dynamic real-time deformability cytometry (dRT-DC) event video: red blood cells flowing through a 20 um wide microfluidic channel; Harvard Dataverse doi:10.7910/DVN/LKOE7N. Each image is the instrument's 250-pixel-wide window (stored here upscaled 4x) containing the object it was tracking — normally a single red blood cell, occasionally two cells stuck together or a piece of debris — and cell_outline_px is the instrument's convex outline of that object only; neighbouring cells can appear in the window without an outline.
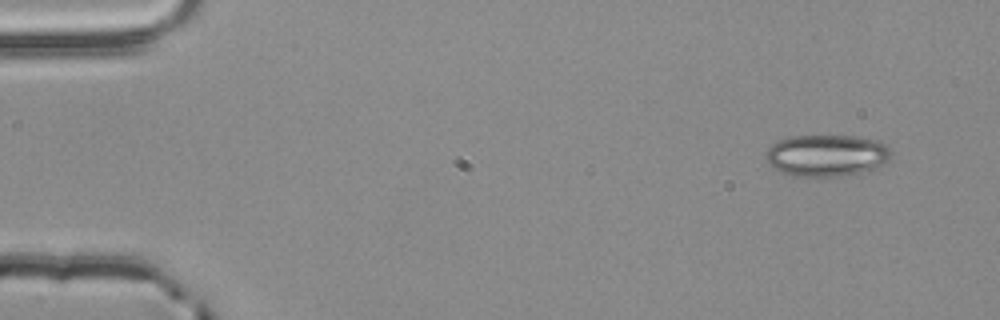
{"species": "common noctule bat (a hibernating species)", "species_latin": "Nyctalus noctula", "temperature_condition": "room temperature", "stored_images_in_passage": 5, "camera_frame_rate_fps": 3000, "um_per_image_px": 0.085, "animal": {"sex": "male", "body_mass_g": 20.4}, "frame": {"image": 1, "passage_image": 1, "time_ms": 0.0, "image_size_px": [1000, 320], "cell_outline_px": [[892, 156], [884, 164], [876, 168], [860, 172], [840, 176], [796, 176], [772, 168], [764, 156], [764, 152], [772, 144], [788, 136], [856, 136], [880, 140], [888, 144], [892, 152]], "centroid_in_image_um": [70.3, 13.19], "position_along_channel_um": 14.7, "area_um2": 30.81}}
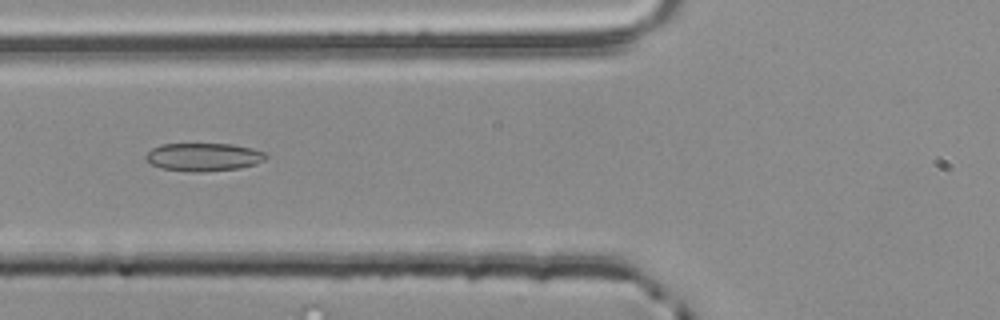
{"frame": {"image": 2, "passage_image": 4, "time_ms": 1.0, "image_size_px": [1000, 320], "cell_outline_px": [[268, 156], [264, 160], [256, 164], [240, 168], [204, 172], [192, 172], [160, 168], [144, 160], [144, 156], [152, 148], [160, 144], [232, 144], [252, 148], [264, 152]], "centroid_in_image_um": [17.29, 13.35], "position_along_channel_um": 108.5, "area_um2": 19.83}}
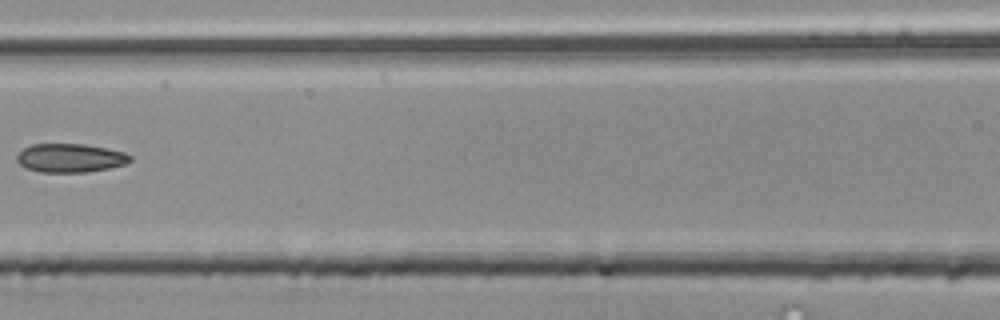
{"frame": {"image": 3, "passage_image": 5, "time_ms": 1.333, "image_size_px": [1000, 320], "cell_outline_px": [[132, 160], [124, 164], [108, 168], [84, 172], [40, 172], [28, 168], [20, 164], [16, 160], [16, 156], [24, 148], [32, 144], [84, 144], [124, 152], [132, 156]], "centroid_in_image_um": [5.96, 13.42], "position_along_channel_um": 160.6, "area_um2": 18.73}}